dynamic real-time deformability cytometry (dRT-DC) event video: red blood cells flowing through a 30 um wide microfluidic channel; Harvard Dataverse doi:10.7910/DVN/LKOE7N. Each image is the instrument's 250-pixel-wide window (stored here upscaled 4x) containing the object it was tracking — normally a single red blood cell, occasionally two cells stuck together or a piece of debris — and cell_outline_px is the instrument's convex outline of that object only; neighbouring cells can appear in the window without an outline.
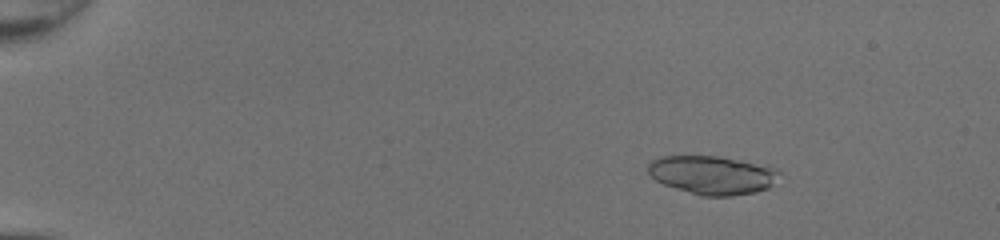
{"species": "common noctule bat (a hibernating species)", "species_latin": "Nyctalus noctula", "temperature_condition": "room temperature", "stored_images_in_passage": 49, "segment_of_instrument_passage": [1, 2], "camera_frame_rate_fps": 3000, "um_per_image_px": 0.085, "animal": {"sex": "female", "body_mass_g": 20.0, "forearm_length_mm": 54.0}, "frame": {"image": 1, "passage_image": 8, "time_ms": 2.333, "image_size_px": [1000, 240], "cell_outline_px": [[780, 172], [772, 184], [768, 188], [756, 192], [732, 196], [700, 196], [664, 184], [656, 180], [648, 172], [648, 164], [652, 160], [660, 156], [716, 156], [768, 164], [776, 168]], "centroid_in_image_um": [60.58, 14.87], "position_along_channel_um": 24.4, "area_um2": 29.65}}